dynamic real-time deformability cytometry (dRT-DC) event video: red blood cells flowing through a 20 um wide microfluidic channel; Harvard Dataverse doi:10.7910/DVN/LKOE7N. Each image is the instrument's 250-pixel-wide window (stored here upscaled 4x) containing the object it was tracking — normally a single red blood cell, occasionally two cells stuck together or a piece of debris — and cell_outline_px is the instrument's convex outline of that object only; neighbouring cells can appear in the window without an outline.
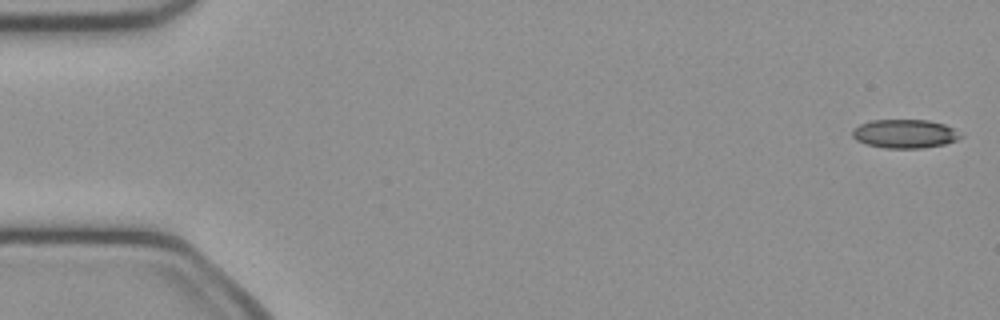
{"species": "common noctule bat (a hibernating species)", "species_latin": "Nyctalus noctula", "temperature_condition": "cold", "stored_images_in_passage": 50, "camera_frame_rate_fps": 3000, "um_per_image_px": 0.085, "animal": {"sex": "female", "body_mass_g": 21.9}, "frame": {"image": 1, "passage_image": 1, "time_ms": 0.0, "image_size_px": [1000, 320], "cell_outline_px": [[964, 136], [956, 140], [944, 144], [924, 148], [884, 148], [868, 144], [856, 140], [852, 136], [852, 128], [860, 124], [872, 120], [928, 120], [944, 124], [952, 128]], "centroid_in_image_um": [76.89, 11.37], "position_along_channel_um": 8.1, "area_um2": 18.09}}
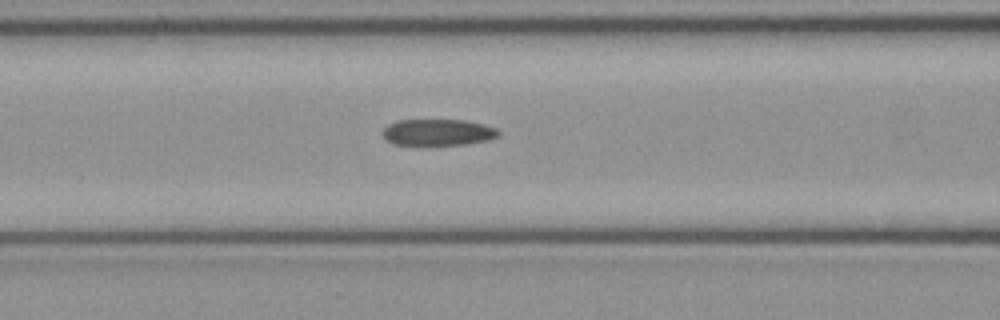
{"frame": {"image": 2, "passage_image": 20, "time_ms": 6.333, "image_size_px": [1000, 320], "cell_outline_px": [[500, 132], [496, 136], [488, 140], [464, 144], [428, 148], [424, 148], [392, 144], [384, 140], [380, 132], [388, 124], [396, 120], [464, 120], [484, 124], [496, 128]], "centroid_in_image_um": [37.11, 11.3], "position_along_channel_um": 129.5, "area_um2": 18.9}}
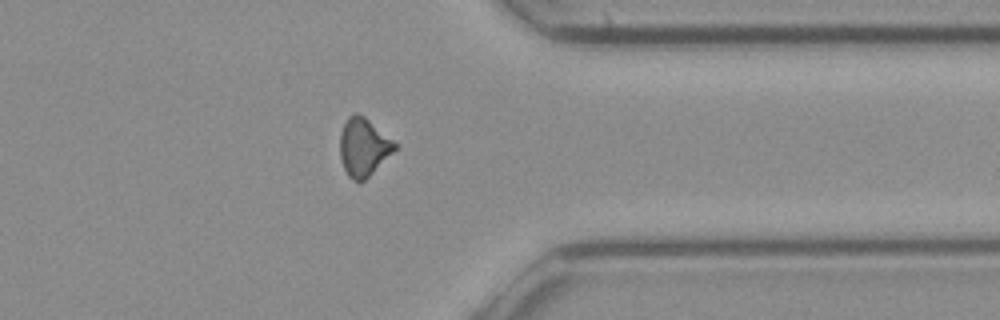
{"frame": {"image": 3, "passage_image": 39, "time_ms": 12.667, "image_size_px": [1000, 320], "cell_outline_px": [[400, 148], [364, 180], [352, 180], [348, 176], [344, 168], [340, 156], [340, 132], [348, 116], [356, 112], [364, 116], [400, 144]], "centroid_in_image_um": [30.96, 12.48], "position_along_channel_um": 380.4, "area_um2": 18.9}, "authors_computed_cell_mechanics": {"area_um2": 18.4671, "velocity_mm_per_s": 4.1104, "shape_relaxation_time_tau1_ms": null, "shape_relaxation_time_tau2_ms": 6.67, "deformation_change_tau1": null, "deformation_change_tau2": 0.1762}}